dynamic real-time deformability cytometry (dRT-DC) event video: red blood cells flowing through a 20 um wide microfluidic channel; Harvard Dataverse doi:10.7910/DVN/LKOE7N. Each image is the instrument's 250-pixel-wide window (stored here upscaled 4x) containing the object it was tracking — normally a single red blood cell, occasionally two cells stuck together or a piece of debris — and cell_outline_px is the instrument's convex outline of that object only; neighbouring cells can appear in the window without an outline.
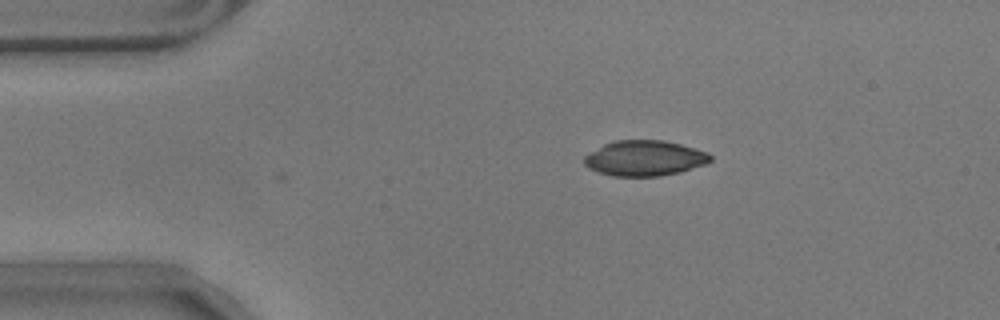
{"species": "common noctule bat (a hibernating species)", "species_latin": "Nyctalus noctula", "temperature_condition": "warm", "stored_images_in_passage": 3, "camera_frame_rate_fps": 3000, "um_per_image_px": 0.085, "animal": {"sex": "male", "body_mass_g": 17.9}, "frame": {"image": 1, "passage_image": 1, "time_ms": 0.0, "image_size_px": [1000, 320], "cell_outline_px": [[712, 160], [704, 164], [680, 172], [660, 176], [612, 176], [588, 168], [584, 164], [584, 156], [604, 144], [616, 140], [660, 140], [680, 144], [708, 152], [712, 156]], "centroid_in_image_um": [54.79, 13.45], "position_along_channel_um": 30.2, "area_um2": 25.89}}